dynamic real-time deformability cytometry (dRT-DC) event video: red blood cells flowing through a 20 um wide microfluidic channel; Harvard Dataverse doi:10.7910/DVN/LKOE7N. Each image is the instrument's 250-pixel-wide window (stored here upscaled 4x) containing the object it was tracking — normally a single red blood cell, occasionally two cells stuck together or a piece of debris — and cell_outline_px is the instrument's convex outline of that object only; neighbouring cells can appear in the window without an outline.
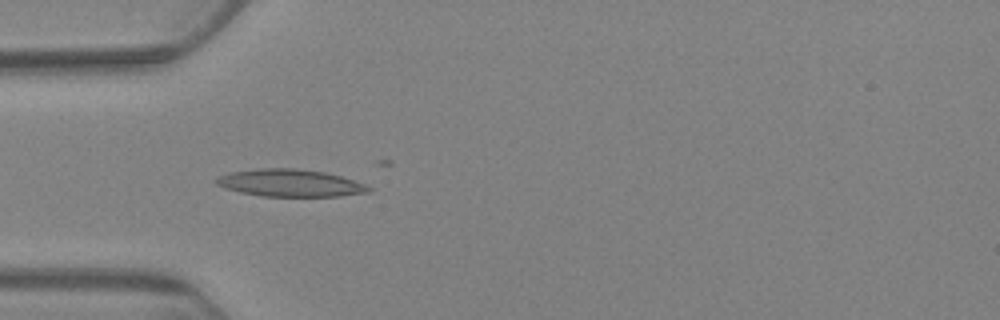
{"species": "Egyptian fruit bat (a non-hibernating species)", "species_latin": "Rousettus aegyptiacus", "temperature_condition": "warm", "stored_images_in_passage": 7, "camera_frame_rate_fps": 3000, "um_per_image_px": 0.085, "animal": {"sex": "female"}, "frame": {"image": 1, "passage_image": 6, "time_ms": 6.0, "image_size_px": [1000, 320], "cell_outline_px": [[372, 192], [340, 196], [260, 196], [240, 192], [216, 184], [216, 176], [232, 172], [256, 168], [292, 168], [324, 172], [340, 176], [364, 184], [372, 188]], "centroid_in_image_um": [24.67, 15.55], "position_along_channel_um": 60.3, "area_um2": 24.1}}